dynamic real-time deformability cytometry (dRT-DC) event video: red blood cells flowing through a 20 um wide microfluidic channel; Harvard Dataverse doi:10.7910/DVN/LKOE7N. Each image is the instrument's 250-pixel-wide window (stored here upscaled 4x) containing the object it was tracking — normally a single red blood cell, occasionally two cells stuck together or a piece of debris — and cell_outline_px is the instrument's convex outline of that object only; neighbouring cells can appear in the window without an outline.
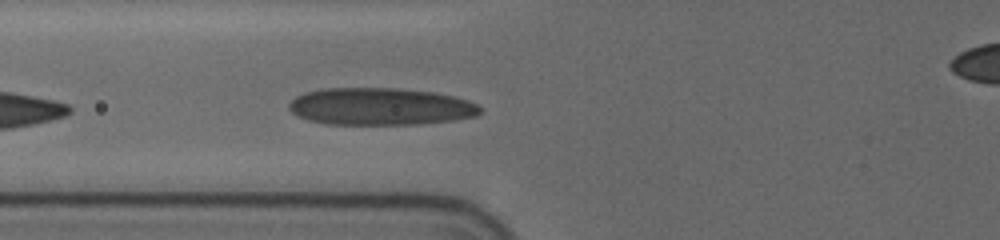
{"species": "human", "species_latin": "Homo sapiens", "temperature_condition": "cold", "stored_images_in_passage": 11, "camera_frame_rate_fps": 3000, "um_per_image_px": 0.085, "donor": {"sex": "female"}, "frame": {"image": 1, "passage_image": 4, "time_ms": 1.0, "image_size_px": [1000, 240], "cell_outline_px": [[484, 112], [476, 116], [452, 120], [416, 124], [328, 124], [308, 120], [292, 112], [288, 108], [288, 104], [296, 96], [304, 92], [320, 88], [400, 88], [432, 92], [456, 96], [468, 100], [476, 104]], "centroid_in_image_um": [32.33, 9.04], "position_along_channel_um": 93.5, "area_um2": 41.62}}
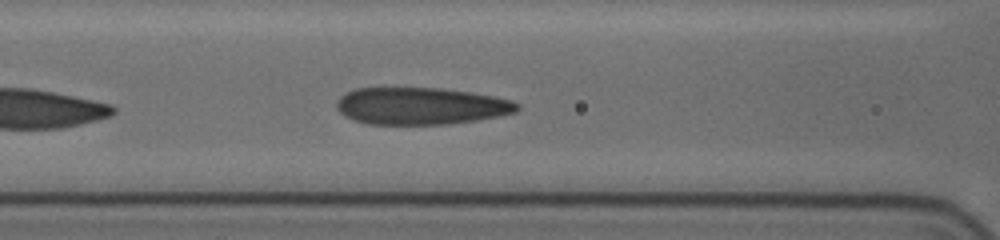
{"frame": {"image": 2, "passage_image": 7, "time_ms": 2.0, "image_size_px": [1000, 240], "cell_outline_px": [[520, 108], [516, 112], [476, 120], [448, 124], [368, 124], [344, 116], [336, 108], [336, 100], [340, 96], [356, 88], [440, 88], [472, 92], [512, 100], [520, 104]], "centroid_in_image_um": [35.77, 9.0], "position_along_channel_um": 130.8, "area_um2": 39.02}}
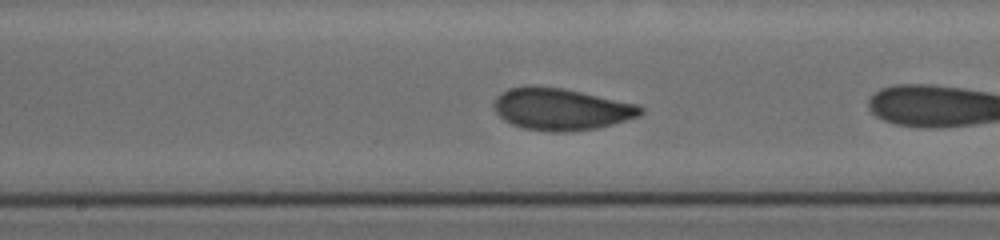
{"frame": {"image": 3, "passage_image": 10, "time_ms": 3.0, "image_size_px": [1000, 240], "cell_outline_px": [[644, 112], [640, 116], [612, 124], [596, 128], [568, 132], [556, 132], [524, 128], [512, 124], [504, 120], [496, 112], [492, 104], [496, 96], [512, 88], [564, 88], [640, 104], [644, 108]], "centroid_in_image_um": [47.77, 9.3], "position_along_channel_um": 200.4, "area_um2": 35.37}}